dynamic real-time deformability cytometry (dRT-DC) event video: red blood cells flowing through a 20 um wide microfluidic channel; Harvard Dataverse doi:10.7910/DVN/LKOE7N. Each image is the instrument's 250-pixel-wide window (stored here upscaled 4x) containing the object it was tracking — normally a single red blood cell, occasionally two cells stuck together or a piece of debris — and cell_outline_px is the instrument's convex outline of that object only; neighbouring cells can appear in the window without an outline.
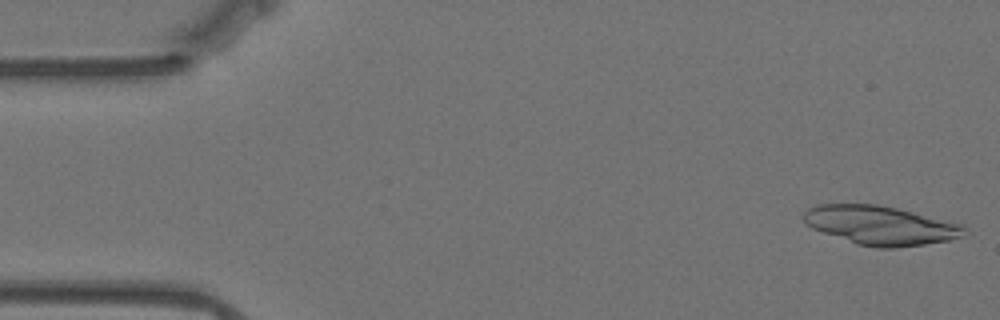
{"species": "Egyptian fruit bat (a non-hibernating species)", "species_latin": "Rousettus aegyptiacus", "temperature_condition": "warm", "stored_images_in_passage": 54, "camera_frame_rate_fps": 3000, "um_per_image_px": 0.085, "animal": {"sex": "female"}, "frame": {"image": 1, "passage_image": 1, "time_ms": 0.0, "image_size_px": [1000, 320], "cell_outline_px": [[968, 232], [960, 236], [948, 240], [924, 244], [896, 248], [876, 248], [856, 244], [812, 228], [804, 224], [800, 216], [808, 208], [816, 204], [876, 204], [896, 208], [960, 224], [968, 228]], "centroid_in_image_um": [74.78, 19.15], "position_along_channel_um": 10.2, "area_um2": 36.41}}
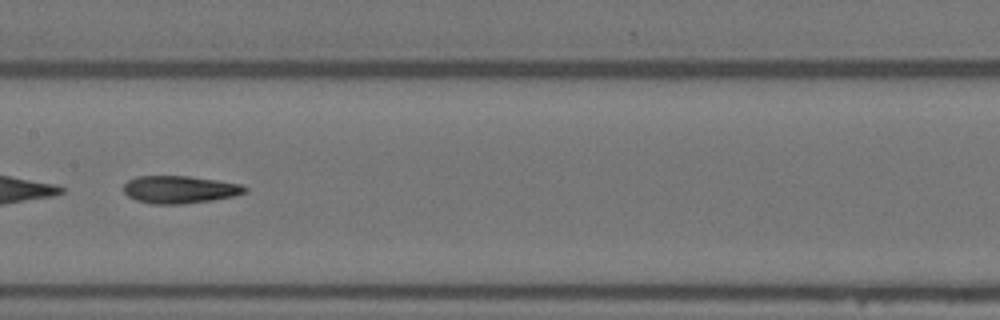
{"frame": {"image": 2, "passage_image": 27, "time_ms": 8.667, "image_size_px": [1000, 320], "cell_outline_px": [[248, 192], [236, 196], [212, 200], [180, 204], [152, 204], [136, 200], [128, 196], [124, 192], [124, 184], [128, 180], [136, 176], [188, 176], [216, 180], [240, 184], [248, 188]], "centroid_in_image_um": [15.29, 16.11], "position_along_channel_um": 192.1, "area_um2": 19.54}}
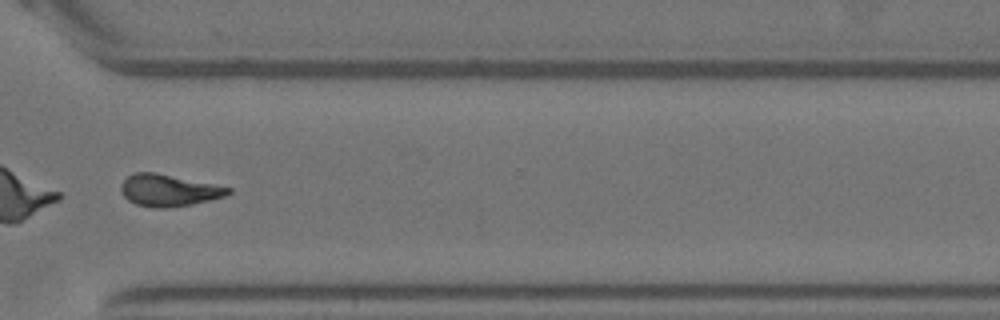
{"frame": {"image": 3, "passage_image": 41, "time_ms": 13.333, "image_size_px": [1000, 320], "cell_outline_px": [[232, 192], [224, 196], [208, 200], [168, 208], [152, 208], [136, 204], [128, 200], [124, 196], [120, 188], [120, 184], [128, 176], [136, 172], [152, 172], [232, 188]], "centroid_in_image_um": [14.29, 16.18], "position_along_channel_um": 356.3, "area_um2": 19.48}, "authors_computed_cell_mechanics": {"area_um2": 20.5768, "velocity_mm_per_s": 3.5223, "shape_relaxation_time_tau1_ms": null, "shape_relaxation_time_tau2_ms": 3.6539, "deformation_change_tau1": null, "deformation_change_tau2": 0.1209}}